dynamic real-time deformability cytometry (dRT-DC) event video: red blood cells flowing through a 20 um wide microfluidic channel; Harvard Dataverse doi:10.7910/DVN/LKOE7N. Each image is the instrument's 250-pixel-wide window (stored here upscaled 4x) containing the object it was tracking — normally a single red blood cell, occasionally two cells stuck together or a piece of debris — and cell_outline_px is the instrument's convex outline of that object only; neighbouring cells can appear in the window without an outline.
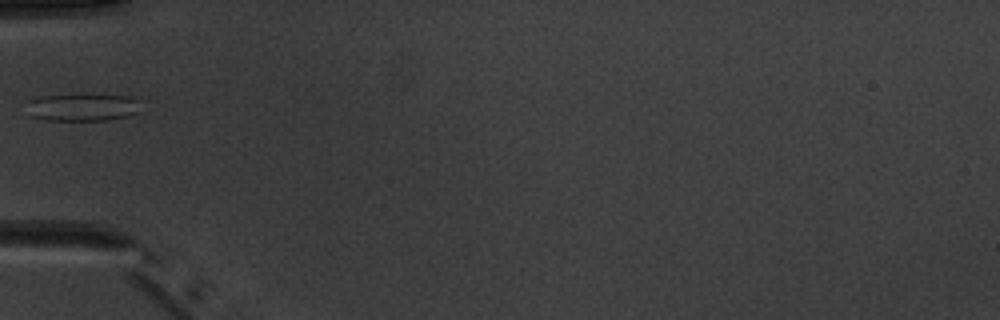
{"species": "common noctule bat (a hibernating species)", "species_latin": "Nyctalus noctula", "temperature_condition": "warm", "stored_images_in_passage": 2, "camera_frame_rate_fps": 3000, "um_per_image_px": 0.085, "animal": {"sex": "male", "body_mass_g": 20.1, "forearm_length_mm": 53.5}, "frame": {"image": 1, "passage_image": 2, "time_ms": 1.0, "image_size_px": [1000, 320], "cell_outline_px": [[144, 100], [140, 112], [128, 116], [108, 120], [48, 120], [32, 116], [28, 100], [40, 96], [128, 96]], "centroid_in_image_um": [7.17, 9.14], "position_along_channel_um": 77.8, "area_um2": 17.92}}